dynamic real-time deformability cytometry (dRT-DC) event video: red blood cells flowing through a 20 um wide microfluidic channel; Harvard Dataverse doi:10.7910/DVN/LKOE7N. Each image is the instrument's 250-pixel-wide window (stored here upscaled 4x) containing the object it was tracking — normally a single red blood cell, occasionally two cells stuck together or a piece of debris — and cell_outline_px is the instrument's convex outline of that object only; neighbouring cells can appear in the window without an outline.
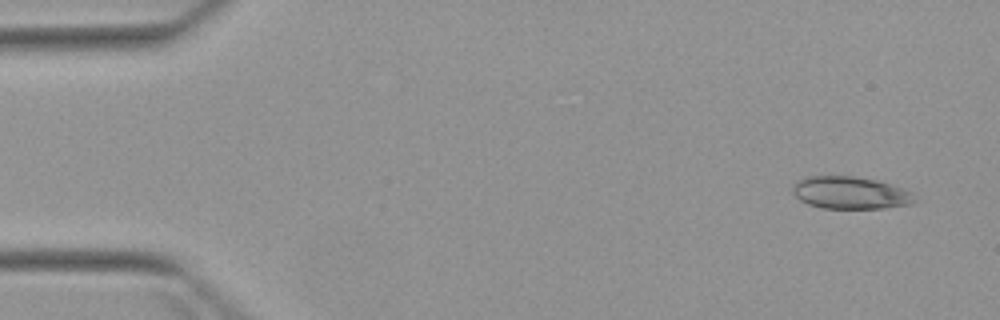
{"species": "Egyptian fruit bat (a non-hibernating species)", "species_latin": "Rousettus aegyptiacus", "temperature_condition": "warm", "stored_images_in_passage": 4, "camera_frame_rate_fps": 3000, "um_per_image_px": 0.085, "animal": {"sex": "female"}, "frame": {"image": 1, "passage_image": 1, "time_ms": 0.0, "image_size_px": [1000, 320], "cell_outline_px": [[920, 200], [912, 204], [884, 208], [820, 208], [808, 204], [800, 200], [792, 192], [792, 184], [796, 180], [804, 176], [856, 176], [876, 180], [912, 192]], "centroid_in_image_um": [72.26, 16.38], "position_along_channel_um": 12.7, "area_um2": 23.29}}
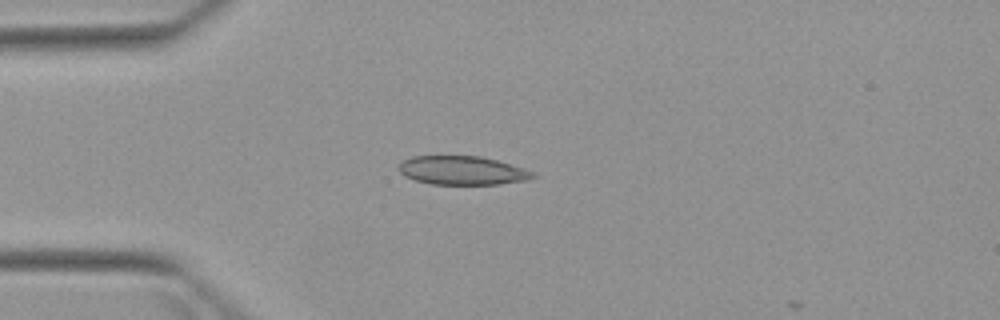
{"frame": {"image": 2, "passage_image": 4, "time_ms": 3.333, "image_size_px": [1000, 320], "cell_outline_px": [[536, 176], [524, 180], [500, 184], [432, 184], [416, 180], [404, 176], [400, 172], [400, 164], [404, 160], [412, 156], [480, 156], [496, 160], [524, 168], [532, 172]], "centroid_in_image_um": [39.28, 14.48], "position_along_channel_um": 45.7, "area_um2": 22.14}}